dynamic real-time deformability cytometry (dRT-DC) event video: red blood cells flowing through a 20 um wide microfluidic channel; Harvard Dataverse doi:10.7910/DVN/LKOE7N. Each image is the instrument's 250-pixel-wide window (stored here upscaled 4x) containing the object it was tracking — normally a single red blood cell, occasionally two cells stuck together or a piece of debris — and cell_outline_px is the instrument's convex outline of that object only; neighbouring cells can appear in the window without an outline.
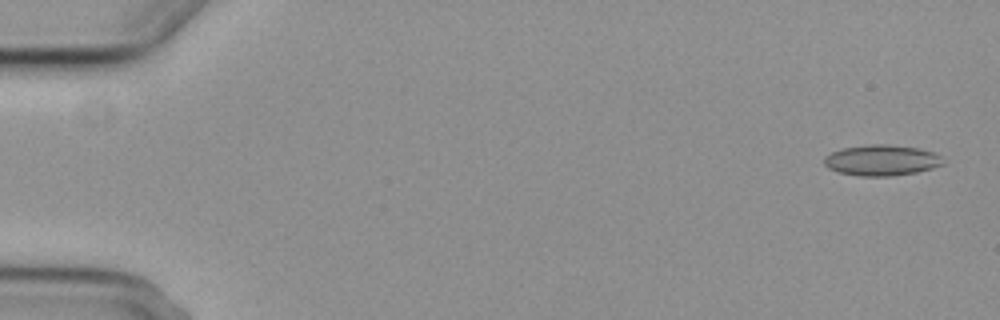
{"species": "common noctule bat (a hibernating species)", "species_latin": "Nyctalus noctula", "temperature_condition": "cold", "stored_images_in_passage": 5, "camera_frame_rate_fps": 3000, "um_per_image_px": 0.085, "animal": {"sex": "female", "body_mass_g": 29.2, "forearm_length_mm": 56.3}, "frame": {"image": 1, "passage_image": 1, "time_ms": 0.0, "image_size_px": [1000, 320], "cell_outline_px": [[944, 164], [932, 168], [916, 172], [888, 176], [860, 176], [836, 172], [828, 168], [824, 164], [824, 156], [832, 152], [844, 148], [872, 144], [884, 144], [920, 148], [932, 152], [940, 156]], "centroid_in_image_um": [74.91, 13.62], "position_along_channel_um": 10.1, "area_um2": 21.21}}
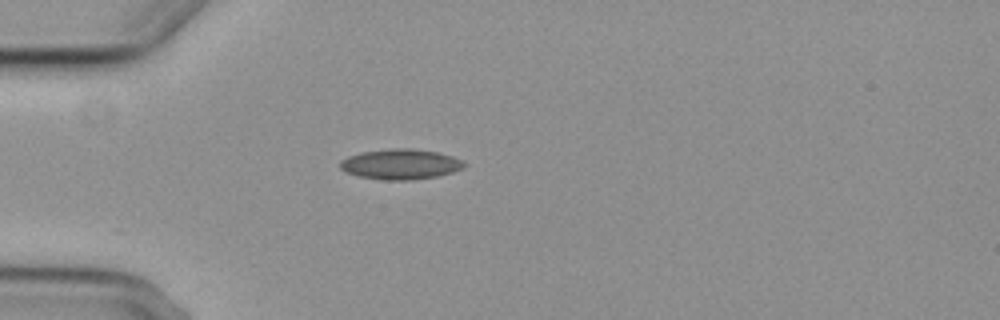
{"frame": {"image": 2, "passage_image": 5, "time_ms": 4.667, "image_size_px": [1000, 320], "cell_outline_px": [[468, 164], [464, 168], [452, 172], [436, 176], [412, 180], [384, 180], [360, 176], [344, 172], [340, 168], [340, 160], [348, 156], [360, 152], [396, 148], [408, 148], [436, 152], [452, 156], [464, 160]], "centroid_in_image_um": [34.05, 13.96], "position_along_channel_um": 50.9, "area_um2": 21.96}}